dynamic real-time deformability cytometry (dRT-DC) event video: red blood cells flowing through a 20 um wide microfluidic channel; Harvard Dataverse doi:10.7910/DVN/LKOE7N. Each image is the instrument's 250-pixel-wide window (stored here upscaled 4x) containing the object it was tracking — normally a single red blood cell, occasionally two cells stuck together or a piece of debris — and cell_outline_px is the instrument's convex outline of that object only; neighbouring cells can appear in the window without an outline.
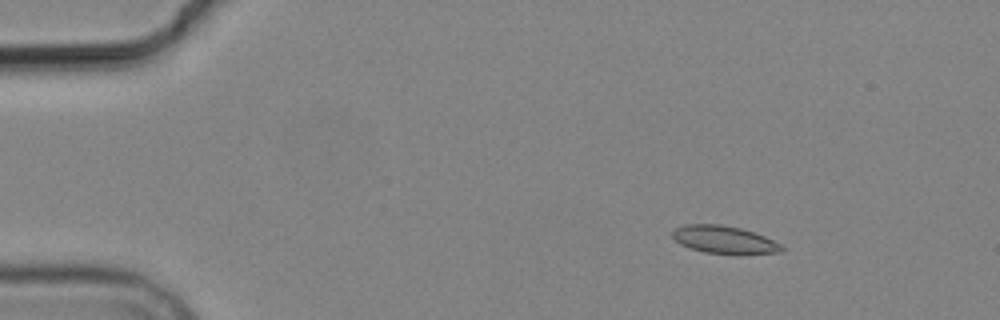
{"species": "common noctule bat (a hibernating species)", "species_latin": "Nyctalus noctula", "temperature_condition": "cold", "stored_images_in_passage": 5, "camera_frame_rate_fps": 3000, "um_per_image_px": 0.085, "animal": {"sex": "male", "body_mass_g": 19.2, "forearm_length_mm": 51.8}, "frame": {"image": 1, "passage_image": 2, "time_ms": 1.0, "image_size_px": [1000, 320], "cell_outline_px": [[784, 248], [780, 252], [740, 256], [736, 256], [704, 252], [680, 244], [672, 236], [672, 228], [684, 224], [720, 224], [740, 228], [764, 236], [780, 244]], "centroid_in_image_um": [61.55, 20.4], "position_along_channel_um": 23.5, "area_um2": 18.03}}
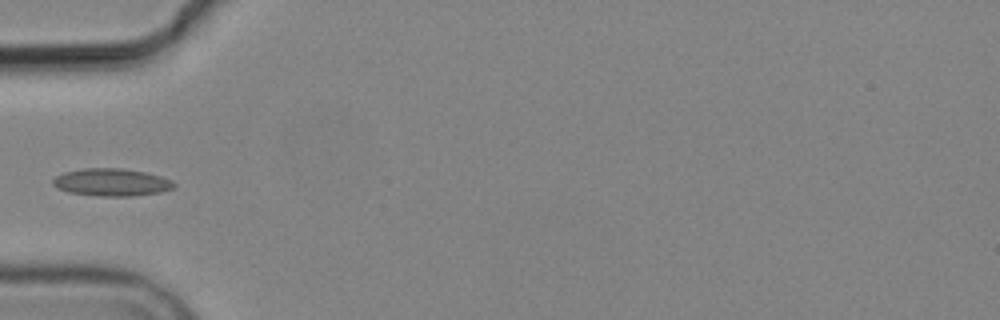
{"frame": {"image": 2, "passage_image": 5, "time_ms": 4.667, "image_size_px": [1000, 320], "cell_outline_px": [[176, 184], [172, 188], [160, 192], [132, 196], [100, 196], [68, 192], [56, 188], [52, 184], [52, 180], [56, 176], [64, 172], [84, 168], [120, 168], [144, 172], [160, 176], [172, 180]], "centroid_in_image_um": [9.45, 15.49], "position_along_channel_um": 75.5, "area_um2": 19.36}}